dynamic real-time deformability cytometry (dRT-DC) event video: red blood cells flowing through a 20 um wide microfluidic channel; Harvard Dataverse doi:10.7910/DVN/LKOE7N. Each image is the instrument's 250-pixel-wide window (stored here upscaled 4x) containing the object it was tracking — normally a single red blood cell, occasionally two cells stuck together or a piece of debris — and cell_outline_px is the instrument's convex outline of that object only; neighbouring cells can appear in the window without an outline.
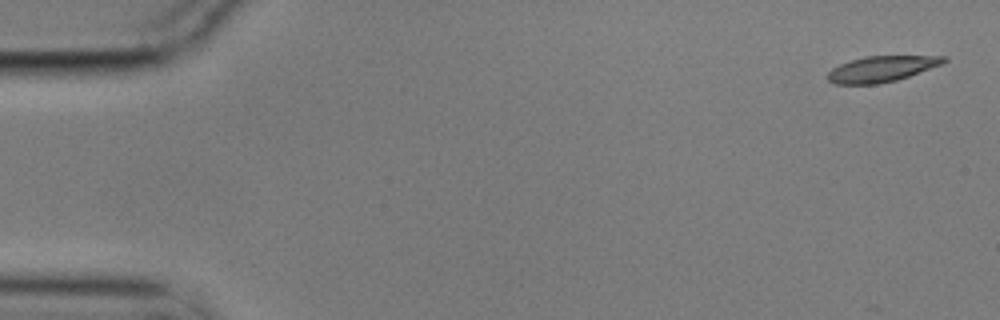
{"species": "common noctule bat (a hibernating species)", "species_latin": "Nyctalus noctula", "temperature_condition": "cold", "stored_images_in_passage": 3, "camera_frame_rate_fps": 3000, "um_per_image_px": 0.085, "animal": {"sex": "male", "body_mass_g": 17.9}, "frame": {"image": 1, "passage_image": 1, "time_ms": 0.0, "image_size_px": [1000, 320], "cell_outline_px": [[948, 60], [940, 64], [908, 76], [896, 80], [876, 84], [832, 84], [828, 80], [828, 72], [832, 68], [840, 64], [864, 56], [948, 56]], "centroid_in_image_um": [74.9, 5.85], "position_along_channel_um": 10.1, "area_um2": 17.22}}